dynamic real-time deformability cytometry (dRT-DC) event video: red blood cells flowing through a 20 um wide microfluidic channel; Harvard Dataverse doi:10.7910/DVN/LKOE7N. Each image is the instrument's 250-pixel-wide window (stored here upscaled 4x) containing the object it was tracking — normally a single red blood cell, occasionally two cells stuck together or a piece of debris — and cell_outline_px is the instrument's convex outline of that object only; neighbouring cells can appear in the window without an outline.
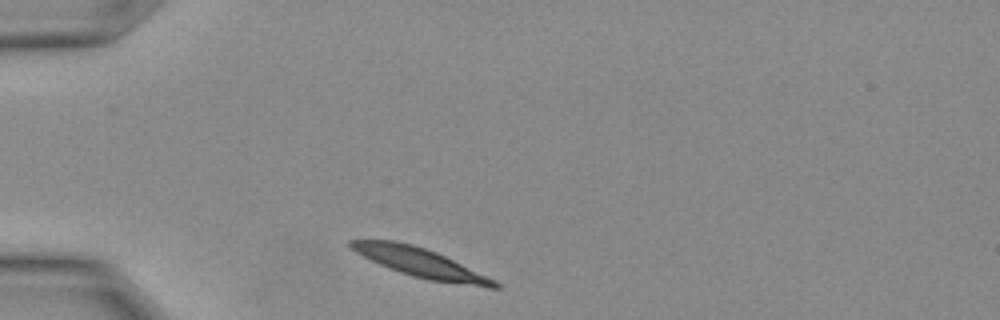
{"species": "Egyptian fruit bat (a non-hibernating species)", "species_latin": "Rousettus aegyptiacus", "temperature_condition": "warm", "stored_images_in_passage": 5, "camera_frame_rate_fps": 3000, "um_per_image_px": 0.085, "animal": {"sex": "female"}, "frame": {"image": 1, "passage_image": 1, "time_ms": 0.0, "image_size_px": [1000, 320], "cell_outline_px": [[500, 288], [488, 288], [428, 280], [412, 276], [400, 272], [380, 264], [356, 252], [348, 244], [348, 240], [392, 240], [412, 244], [436, 252], [496, 280], [500, 284]], "centroid_in_image_um": [35.78, 22.34], "position_along_channel_um": 49.2, "area_um2": 24.04}}